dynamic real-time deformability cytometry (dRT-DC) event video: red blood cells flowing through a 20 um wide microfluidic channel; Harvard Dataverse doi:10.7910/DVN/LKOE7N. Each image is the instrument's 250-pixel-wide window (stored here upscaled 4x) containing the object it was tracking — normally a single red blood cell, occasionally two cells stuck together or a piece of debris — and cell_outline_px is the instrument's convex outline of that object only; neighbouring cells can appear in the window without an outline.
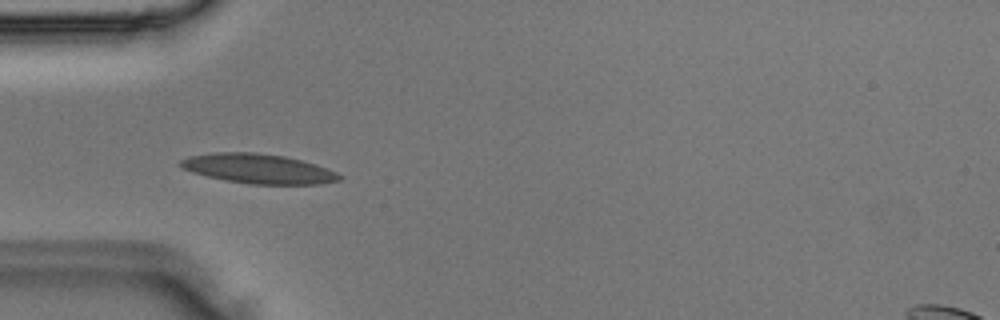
{"species": "Egyptian fruit bat (a non-hibernating species)", "species_latin": "Rousettus aegyptiacus", "temperature_condition": "room temperature", "stored_images_in_passage": 4, "camera_frame_rate_fps": 3000, "um_per_image_px": 0.085, "animal": {"sex": "male"}, "frame": {"image": 1, "passage_image": 3, "time_ms": 0.667, "image_size_px": [1000, 320], "cell_outline_px": [[340, 180], [316, 184], [248, 184], [224, 180], [192, 172], [184, 168], [180, 164], [180, 160], [188, 156], [212, 152], [256, 152], [284, 156], [300, 160], [336, 172], [340, 176]], "centroid_in_image_um": [21.89, 14.33], "position_along_channel_um": 63.1, "area_um2": 27.05}}